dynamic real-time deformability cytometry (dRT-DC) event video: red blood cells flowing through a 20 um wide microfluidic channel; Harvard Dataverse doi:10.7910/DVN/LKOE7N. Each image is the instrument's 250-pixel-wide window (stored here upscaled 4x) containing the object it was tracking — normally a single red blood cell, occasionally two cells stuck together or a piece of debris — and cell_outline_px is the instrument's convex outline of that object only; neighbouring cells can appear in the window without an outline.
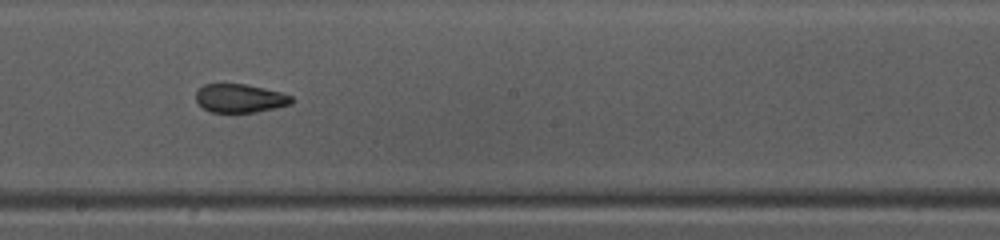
{"species": "common noctule bat (a hibernating species)", "species_latin": "Nyctalus noctula", "temperature_condition": "warm", "stored_images_in_passage": 37, "camera_frame_rate_fps": 3000, "um_per_image_px": 0.085, "animal": {"sex": "female", "body_mass_g": 10.0, "forearm_length_mm": 53.1}, "frame": {"image": 1, "passage_image": 16, "time_ms": 5.0, "image_size_px": [1000, 240], "cell_outline_px": [[292, 104], [276, 108], [256, 112], [212, 112], [204, 108], [196, 100], [196, 92], [204, 84], [244, 84], [264, 88], [280, 92], [292, 96]], "centroid_in_image_um": [20.41, 8.35], "position_along_channel_um": 227.8, "area_um2": 15.78}}
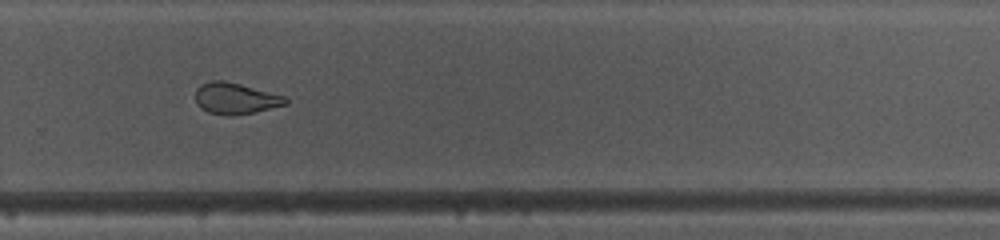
{"frame": {"image": 2, "passage_image": 22, "time_ms": 7.0, "image_size_px": [1000, 240], "cell_outline_px": [[288, 104], [256, 112], [232, 116], [228, 116], [208, 112], [200, 108], [196, 104], [196, 88], [200, 84], [212, 80], [224, 80], [240, 84], [284, 96], [288, 100]], "centroid_in_image_um": [19.99, 8.37], "position_along_channel_um": 309.8, "area_um2": 16.53}}
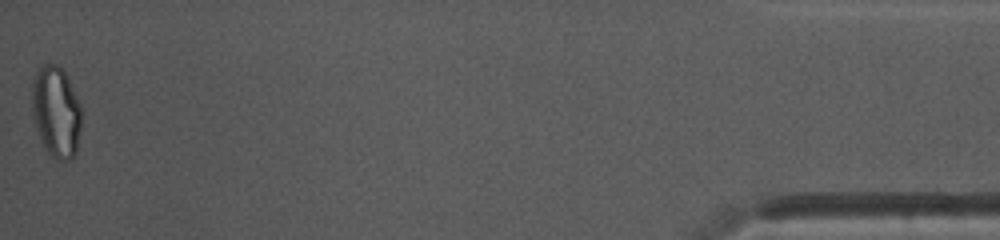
{"frame": {"image": 3, "passage_image": 37, "time_ms": 12.0, "image_size_px": [1000, 240], "cell_outline_px": [[80, 128], [76, 156], [68, 160], [56, 160], [44, 148], [32, 120], [32, 80], [36, 72], [44, 64], [56, 64], [64, 72], [80, 104]], "centroid_in_image_um": [4.74, 9.54], "position_along_channel_um": 430.5, "area_um2": 26.3}, "authors_computed_cell_mechanics": {"area_um2": 16.7042, "velocity_mm_per_s": 4.1216, "shape_relaxation_time_tau1_ms": null, "shape_relaxation_time_tau2_ms": 1.3351, "deformation_change_tau1": null, "deformation_change_tau2": 0.0809}}